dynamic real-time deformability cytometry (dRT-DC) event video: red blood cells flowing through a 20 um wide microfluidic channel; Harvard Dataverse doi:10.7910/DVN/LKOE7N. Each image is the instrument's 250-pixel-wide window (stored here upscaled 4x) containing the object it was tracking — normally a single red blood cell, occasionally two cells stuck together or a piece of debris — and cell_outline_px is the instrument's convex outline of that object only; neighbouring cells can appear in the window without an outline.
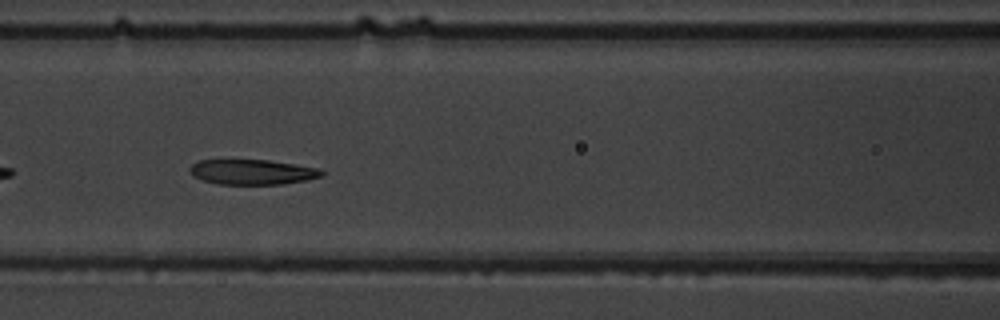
{"species": "common noctule bat (a hibernating species)", "species_latin": "Nyctalus noctula", "temperature_condition": "warm", "stored_images_in_passage": 27, "camera_frame_rate_fps": 3000, "um_per_image_px": 0.085, "animal": {"sex": "male", "body_mass_g": 19.5, "forearm_length_mm": 54.6}, "frame": {"image": 1, "passage_image": 8, "time_ms": 2.333, "image_size_px": [1000, 320], "cell_outline_px": [[324, 176], [308, 180], [284, 184], [220, 184], [204, 180], [192, 176], [188, 172], [188, 168], [196, 160], [268, 160], [296, 164], [320, 168], [324, 172]], "centroid_in_image_um": [21.46, 14.61], "position_along_channel_um": 145.1, "area_um2": 19.54}}
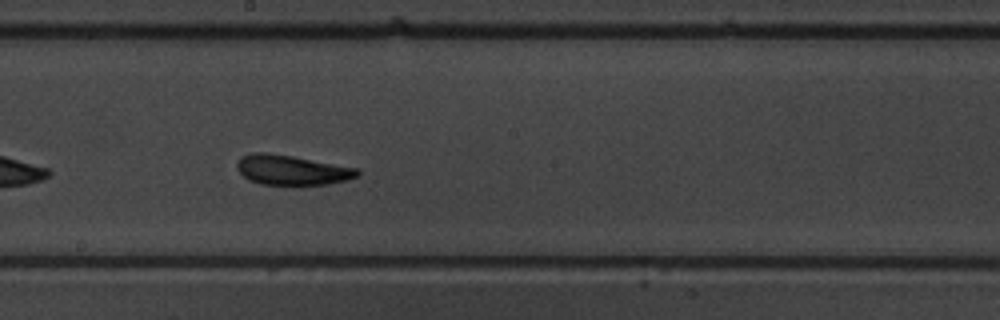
{"frame": {"image": 2, "passage_image": 14, "time_ms": 4.333, "image_size_px": [1000, 320], "cell_outline_px": [[360, 172], [356, 176], [348, 180], [328, 184], [292, 188], [260, 184], [248, 180], [240, 172], [236, 164], [244, 156], [252, 152], [264, 152], [292, 156], [360, 168]], "centroid_in_image_um": [24.85, 14.51], "position_along_channel_um": 223.4, "area_um2": 21.73}}
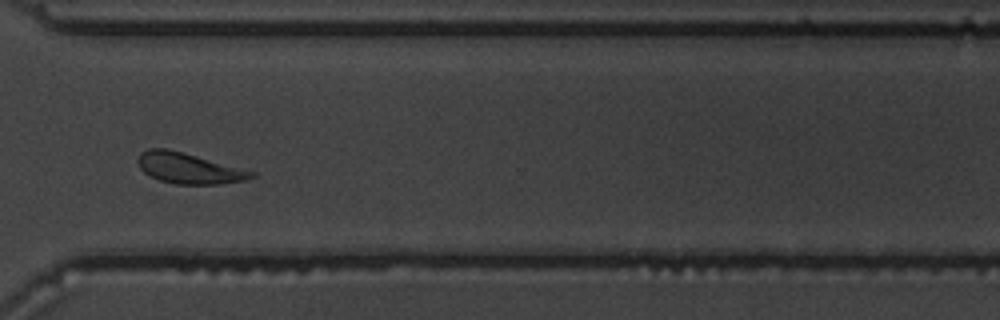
{"frame": {"image": 3, "passage_image": 24, "time_ms": 7.667, "image_size_px": [1000, 320], "cell_outline_px": [[256, 176], [248, 180], [220, 184], [176, 184], [160, 180], [144, 172], [140, 168], [136, 160], [140, 152], [148, 148], [168, 148], [184, 152], [256, 172]], "centroid_in_image_um": [16.05, 14.29], "position_along_channel_um": 354.5, "area_um2": 20.46}, "authors_computed_cell_mechanics": {"area_um2": 20.3456, "velocity_mm_per_s": 3.9209, "shape_relaxation_time_tau1_ms": 3.6908, "shape_relaxation_time_tau2_ms": 2.9297, "deformation_change_tau1": 0.1533, "deformation_change_tau2": 0.0827}}